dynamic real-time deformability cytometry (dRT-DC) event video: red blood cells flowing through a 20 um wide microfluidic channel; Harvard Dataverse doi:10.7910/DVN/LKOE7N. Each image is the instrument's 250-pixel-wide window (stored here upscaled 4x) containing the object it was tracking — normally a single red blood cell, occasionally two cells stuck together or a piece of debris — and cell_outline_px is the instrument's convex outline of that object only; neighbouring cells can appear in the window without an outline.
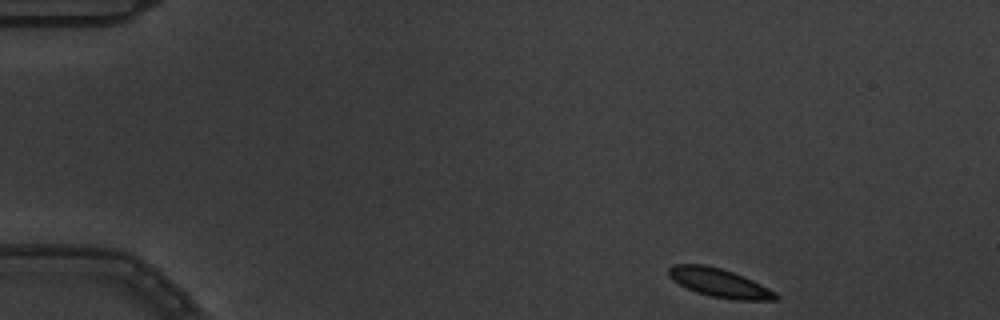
{"species": "common noctule bat (a hibernating species)", "species_latin": "Nyctalus noctula", "temperature_condition": "warm", "stored_images_in_passage": 4, "camera_frame_rate_fps": 3000, "um_per_image_px": 0.085, "animal": {"sex": "male", "body_mass_g": 19.5, "forearm_length_mm": 54.6}, "frame": {"image": 1, "passage_image": 1, "time_ms": 0.0, "image_size_px": [1000, 320], "cell_outline_px": [[780, 296], [776, 300], [736, 300], [712, 296], [696, 292], [672, 280], [668, 276], [668, 268], [672, 264], [704, 264], [720, 268], [744, 276], [776, 292]], "centroid_in_image_um": [61.14, 24.04], "position_along_channel_um": 23.9, "area_um2": 17.8}}
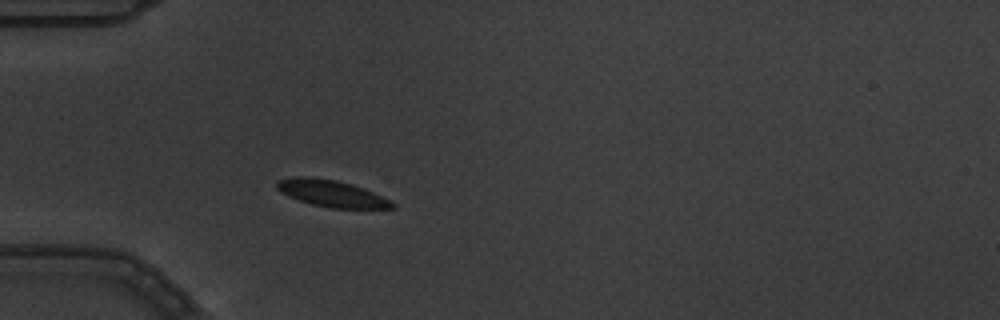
{"frame": {"image": 2, "passage_image": 4, "time_ms": 1.0, "image_size_px": [1000, 320], "cell_outline_px": [[396, 208], [332, 208], [312, 204], [288, 196], [280, 192], [276, 188], [276, 180], [292, 176], [304, 176], [336, 180], [352, 184], [372, 192], [396, 204]], "centroid_in_image_um": [28.12, 16.43], "position_along_channel_um": 56.9, "area_um2": 17.8}}